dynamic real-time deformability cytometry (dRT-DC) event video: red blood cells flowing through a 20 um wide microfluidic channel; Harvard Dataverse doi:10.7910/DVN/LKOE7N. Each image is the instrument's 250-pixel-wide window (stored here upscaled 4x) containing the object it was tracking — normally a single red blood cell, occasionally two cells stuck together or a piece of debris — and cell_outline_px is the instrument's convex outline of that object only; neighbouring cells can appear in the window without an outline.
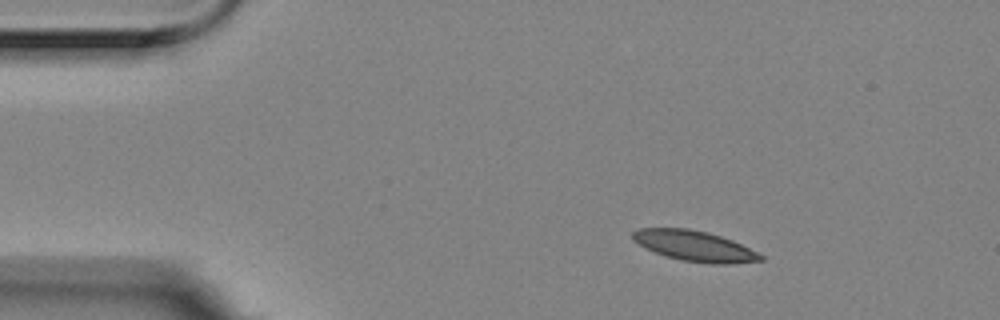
{"species": "Egyptian fruit bat (a non-hibernating species)", "species_latin": "Rousettus aegyptiacus", "temperature_condition": "room temperature", "stored_images_in_passage": 6, "segment_of_instrument_passage": [1, 2], "camera_frame_rate_fps": 3000, "um_per_image_px": 0.085, "animal": {"sex": "female"}, "frame": {"image": 1, "passage_image": 2, "time_ms": 0.333, "image_size_px": [1000, 320], "cell_outline_px": [[764, 260], [728, 264], [712, 264], [680, 260], [664, 256], [644, 248], [632, 240], [632, 232], [640, 228], [688, 228], [708, 232], [732, 240], [764, 256]], "centroid_in_image_um": [58.99, 20.91], "position_along_channel_um": 26.0, "area_um2": 22.77}}